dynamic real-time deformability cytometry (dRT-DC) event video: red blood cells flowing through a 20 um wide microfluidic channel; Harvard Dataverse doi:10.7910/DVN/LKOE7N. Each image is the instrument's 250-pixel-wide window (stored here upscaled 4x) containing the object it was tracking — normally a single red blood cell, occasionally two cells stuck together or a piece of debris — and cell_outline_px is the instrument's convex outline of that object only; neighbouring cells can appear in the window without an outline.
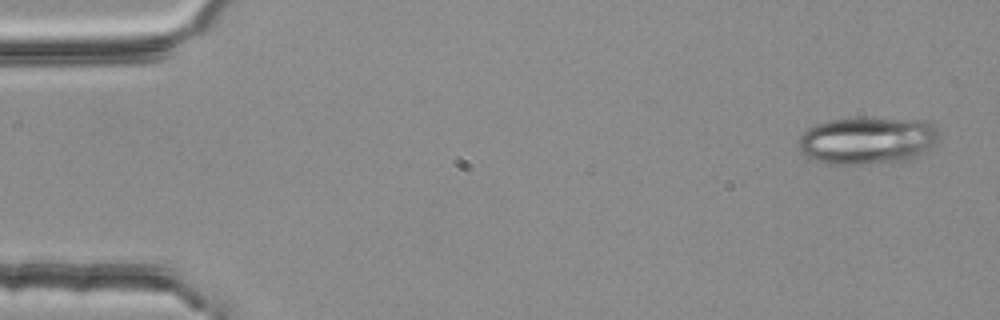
{"species": "common noctule bat (a hibernating species)", "species_latin": "Nyctalus noctula", "temperature_condition": "room temperature", "stored_images_in_passage": 52, "camera_frame_rate_fps": 3000, "um_per_image_px": 0.085, "animal": {"sex": "female", "body_mass_g": 25.1}, "frame": {"image": 1, "passage_image": 1, "time_ms": 0.0, "image_size_px": [1000, 320], "cell_outline_px": [[940, 136], [928, 148], [912, 156], [900, 160], [860, 164], [832, 164], [816, 160], [808, 156], [796, 144], [800, 136], [808, 128], [816, 124], [832, 120], [924, 120], [932, 124]], "centroid_in_image_um": [73.66, 11.95], "position_along_channel_um": 11.3, "area_um2": 37.05}}
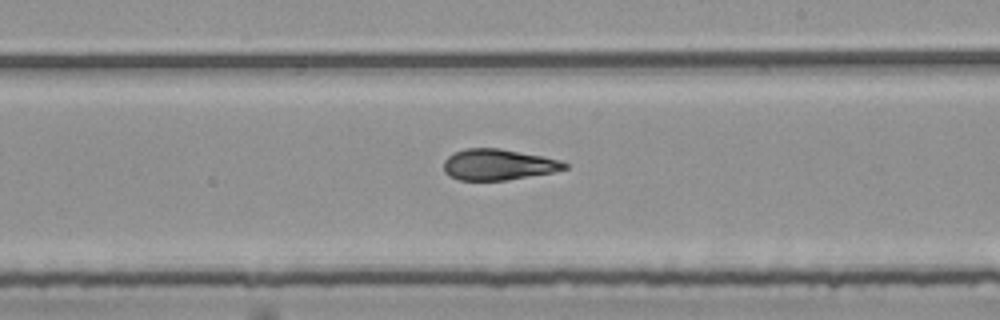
{"frame": {"image": 2, "passage_image": 30, "time_ms": 9.667, "image_size_px": [1000, 320], "cell_outline_px": [[568, 168], [552, 172], [508, 180], [460, 180], [448, 176], [444, 172], [444, 160], [452, 152], [464, 148], [500, 148], [560, 160], [568, 164]], "centroid_in_image_um": [42.3, 13.99], "position_along_channel_um": 246.7, "area_um2": 21.85}}
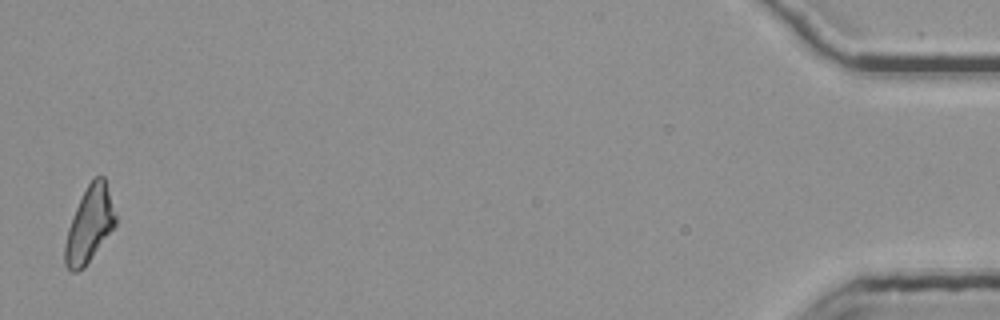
{"frame": {"image": 3, "passage_image": 52, "time_ms": 17.0, "image_size_px": [1000, 320], "cell_outline_px": [[116, 224], [84, 268], [76, 272], [72, 272], [64, 264], [64, 244], [68, 228], [72, 216], [88, 184], [96, 176], [104, 176], [116, 216]], "centroid_in_image_um": [7.58, 19.12], "position_along_channel_um": 427.6, "area_um2": 21.91}, "authors_computed_cell_mechanics": {"area_um2": 22.3397, "velocity_mm_per_s": 3.7832, "shape_relaxation_time_tau1_ms": 10.847, "shape_relaxation_time_tau2_ms": 3.3972, "deformation_change_tau1": 0.2932, "deformation_change_tau2": 0.1171}}